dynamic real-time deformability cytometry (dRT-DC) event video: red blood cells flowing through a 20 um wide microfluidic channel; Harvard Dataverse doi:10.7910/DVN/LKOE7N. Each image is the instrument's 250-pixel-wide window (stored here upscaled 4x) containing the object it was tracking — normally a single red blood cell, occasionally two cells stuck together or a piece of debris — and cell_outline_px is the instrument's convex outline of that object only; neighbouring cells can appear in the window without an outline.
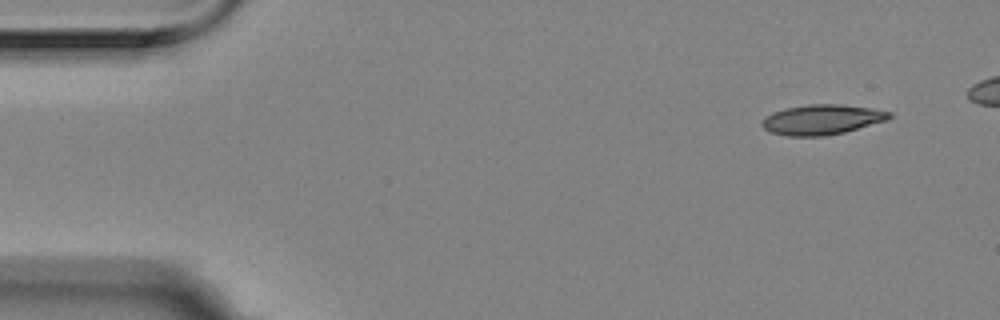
{"species": "Egyptian fruit bat (a non-hibernating species)", "species_latin": "Rousettus aegyptiacus", "temperature_condition": "room temperature", "stored_images_in_passage": 13, "camera_frame_rate_fps": 3000, "um_per_image_px": 0.085, "animal": {"sex": "female"}, "frame": {"image": 1, "passage_image": 1, "time_ms": 0.0, "image_size_px": [1000, 320], "cell_outline_px": [[892, 116], [888, 120], [844, 132], [824, 136], [788, 136], [768, 132], [760, 124], [772, 112], [784, 108], [808, 104], [840, 104], [872, 108], [892, 112]], "centroid_in_image_um": [69.87, 10.16], "position_along_channel_um": 15.1, "area_um2": 22.37}}
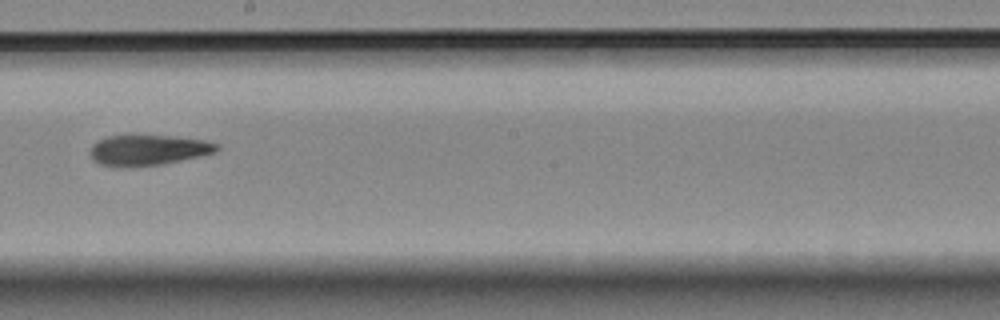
{"frame": {"image": 2, "passage_image": 8, "time_ms": 2.333, "image_size_px": [1000, 320], "cell_outline_px": [[220, 148], [216, 152], [180, 160], [160, 164], [124, 168], [100, 164], [92, 160], [92, 144], [108, 136], [172, 136], [208, 140], [220, 144]], "centroid_in_image_um": [12.63, 12.76], "position_along_channel_um": 235.6, "area_um2": 22.37}}
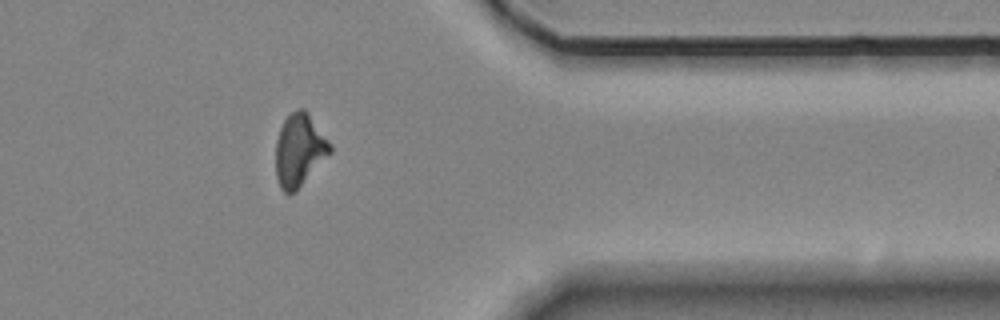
{"frame": {"image": 3, "passage_image": 12, "time_ms": 3.667, "image_size_px": [1000, 320], "cell_outline_px": [[332, 152], [288, 196], [280, 188], [276, 176], [276, 140], [280, 128], [284, 120], [296, 108], [304, 108], [308, 112], [332, 144]], "centroid_in_image_um": [25.44, 12.71], "position_along_channel_um": 386.0, "area_um2": 22.72}}